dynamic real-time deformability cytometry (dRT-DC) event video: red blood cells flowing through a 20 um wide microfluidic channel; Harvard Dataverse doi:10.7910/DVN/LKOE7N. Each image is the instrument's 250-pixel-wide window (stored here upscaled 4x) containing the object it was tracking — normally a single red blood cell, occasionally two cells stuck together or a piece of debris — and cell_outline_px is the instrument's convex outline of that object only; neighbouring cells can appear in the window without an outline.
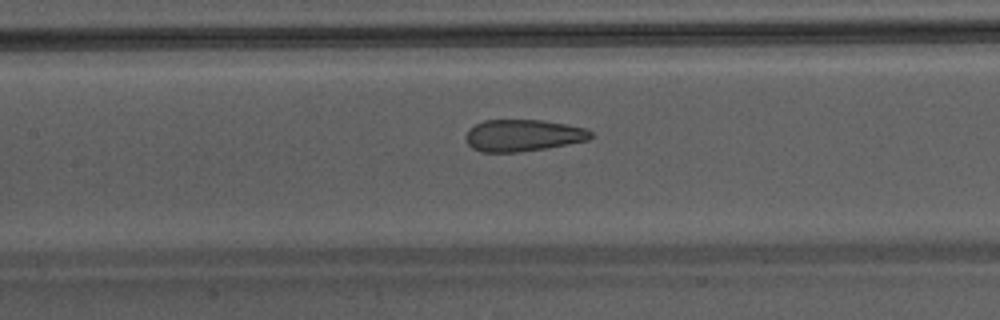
{"species": "Egyptian fruit bat (a non-hibernating species)", "species_latin": "Rousettus aegyptiacus", "temperature_condition": "warm", "stored_images_in_passage": 35, "camera_frame_rate_fps": 3000, "um_per_image_px": 0.085, "animal": {"sex": "male"}, "frame": {"image": 1, "passage_image": 18, "time_ms": 5.667, "image_size_px": [1000, 320], "cell_outline_px": [[596, 136], [588, 140], [568, 144], [544, 148], [516, 152], [480, 152], [472, 148], [468, 144], [464, 136], [468, 128], [484, 120], [540, 120], [568, 124], [584, 128], [592, 132]], "centroid_in_image_um": [44.44, 11.5], "position_along_channel_um": 163.0, "area_um2": 23.29}}
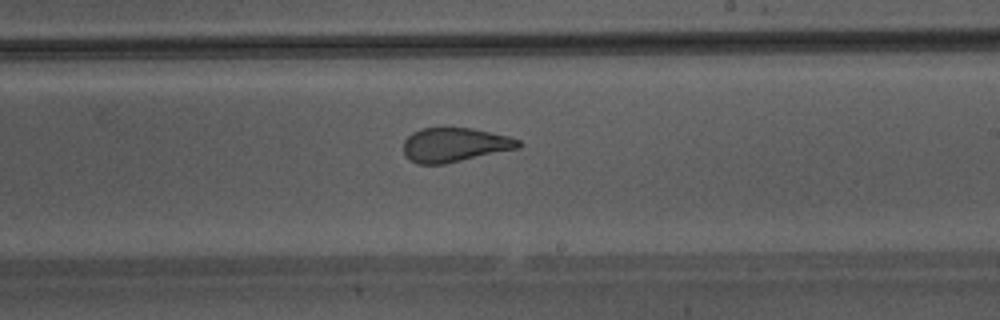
{"frame": {"image": 2, "passage_image": 24, "time_ms": 7.667, "image_size_px": [1000, 320], "cell_outline_px": [[524, 144], [520, 148], [444, 164], [420, 164], [412, 160], [404, 152], [404, 140], [412, 132], [424, 128], [472, 128], [508, 136], [520, 140]], "centroid_in_image_um": [38.7, 12.31], "position_along_channel_um": 250.3, "area_um2": 22.77}}
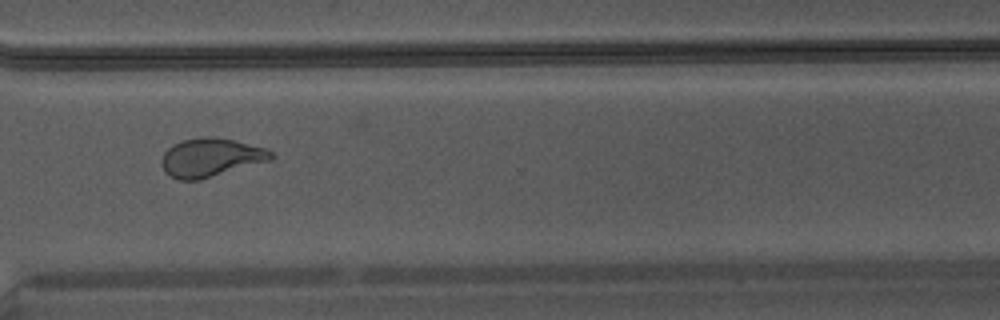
{"frame": {"image": 3, "passage_image": 31, "time_ms": 10.0, "image_size_px": [1000, 320], "cell_outline_px": [[276, 156], [272, 160], [200, 180], [180, 180], [164, 172], [160, 164], [160, 160], [164, 152], [172, 144], [184, 140], [200, 136], [212, 136], [232, 140], [268, 148]], "centroid_in_image_um": [17.92, 13.38], "position_along_channel_um": 352.7, "area_um2": 24.91}}